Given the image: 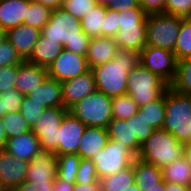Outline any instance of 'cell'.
Masks as SVG:
<instances>
[{
    "label": "cell",
    "mask_w": 191,
    "mask_h": 191,
    "mask_svg": "<svg viewBox=\"0 0 191 191\" xmlns=\"http://www.w3.org/2000/svg\"><path fill=\"white\" fill-rule=\"evenodd\" d=\"M138 63H140L139 53L119 49L114 59L91 69L96 90L111 98L126 94L127 76Z\"/></svg>",
    "instance_id": "6da1fadb"
},
{
    "label": "cell",
    "mask_w": 191,
    "mask_h": 191,
    "mask_svg": "<svg viewBox=\"0 0 191 191\" xmlns=\"http://www.w3.org/2000/svg\"><path fill=\"white\" fill-rule=\"evenodd\" d=\"M41 35L55 40L69 51L87 55L91 38L82 31L80 20L62 8L52 10L48 23L41 29Z\"/></svg>",
    "instance_id": "7a4b0ae2"
},
{
    "label": "cell",
    "mask_w": 191,
    "mask_h": 191,
    "mask_svg": "<svg viewBox=\"0 0 191 191\" xmlns=\"http://www.w3.org/2000/svg\"><path fill=\"white\" fill-rule=\"evenodd\" d=\"M185 154V144L164 129H155L140 148L137 158L159 168L167 166Z\"/></svg>",
    "instance_id": "3957f363"
},
{
    "label": "cell",
    "mask_w": 191,
    "mask_h": 191,
    "mask_svg": "<svg viewBox=\"0 0 191 191\" xmlns=\"http://www.w3.org/2000/svg\"><path fill=\"white\" fill-rule=\"evenodd\" d=\"M163 129L184 144L191 140V96L179 93L170 86L165 92Z\"/></svg>",
    "instance_id": "277c9868"
},
{
    "label": "cell",
    "mask_w": 191,
    "mask_h": 191,
    "mask_svg": "<svg viewBox=\"0 0 191 191\" xmlns=\"http://www.w3.org/2000/svg\"><path fill=\"white\" fill-rule=\"evenodd\" d=\"M168 88L164 80L140 63L127 76V93L138 107L159 99Z\"/></svg>",
    "instance_id": "5b68a950"
},
{
    "label": "cell",
    "mask_w": 191,
    "mask_h": 191,
    "mask_svg": "<svg viewBox=\"0 0 191 191\" xmlns=\"http://www.w3.org/2000/svg\"><path fill=\"white\" fill-rule=\"evenodd\" d=\"M112 98L98 90L71 106L68 111L85 126L105 127L112 120Z\"/></svg>",
    "instance_id": "8992f818"
},
{
    "label": "cell",
    "mask_w": 191,
    "mask_h": 191,
    "mask_svg": "<svg viewBox=\"0 0 191 191\" xmlns=\"http://www.w3.org/2000/svg\"><path fill=\"white\" fill-rule=\"evenodd\" d=\"M182 20L167 13L147 14L146 46L173 52Z\"/></svg>",
    "instance_id": "52a82bcc"
},
{
    "label": "cell",
    "mask_w": 191,
    "mask_h": 191,
    "mask_svg": "<svg viewBox=\"0 0 191 191\" xmlns=\"http://www.w3.org/2000/svg\"><path fill=\"white\" fill-rule=\"evenodd\" d=\"M137 156L122 142L108 140L92 157L98 178H105L133 164Z\"/></svg>",
    "instance_id": "ba28073f"
},
{
    "label": "cell",
    "mask_w": 191,
    "mask_h": 191,
    "mask_svg": "<svg viewBox=\"0 0 191 191\" xmlns=\"http://www.w3.org/2000/svg\"><path fill=\"white\" fill-rule=\"evenodd\" d=\"M68 109L63 106L46 108L31 128L40 141L41 148L53 151L58 155V135L64 116Z\"/></svg>",
    "instance_id": "9c48e42d"
},
{
    "label": "cell",
    "mask_w": 191,
    "mask_h": 191,
    "mask_svg": "<svg viewBox=\"0 0 191 191\" xmlns=\"http://www.w3.org/2000/svg\"><path fill=\"white\" fill-rule=\"evenodd\" d=\"M139 61L141 65L159 76L169 86L173 83L176 76L177 60L172 51L145 46L139 53Z\"/></svg>",
    "instance_id": "30bf717a"
},
{
    "label": "cell",
    "mask_w": 191,
    "mask_h": 191,
    "mask_svg": "<svg viewBox=\"0 0 191 191\" xmlns=\"http://www.w3.org/2000/svg\"><path fill=\"white\" fill-rule=\"evenodd\" d=\"M89 70L86 56L63 48L60 55L47 68V73L49 77L62 83Z\"/></svg>",
    "instance_id": "8fae6325"
},
{
    "label": "cell",
    "mask_w": 191,
    "mask_h": 191,
    "mask_svg": "<svg viewBox=\"0 0 191 191\" xmlns=\"http://www.w3.org/2000/svg\"><path fill=\"white\" fill-rule=\"evenodd\" d=\"M28 166L29 162L17 159L5 149H0V191H13L24 182Z\"/></svg>",
    "instance_id": "7c38bea8"
},
{
    "label": "cell",
    "mask_w": 191,
    "mask_h": 191,
    "mask_svg": "<svg viewBox=\"0 0 191 191\" xmlns=\"http://www.w3.org/2000/svg\"><path fill=\"white\" fill-rule=\"evenodd\" d=\"M57 155L50 150L40 148L29 162L26 180L32 182H54L57 177Z\"/></svg>",
    "instance_id": "4fadbf2b"
},
{
    "label": "cell",
    "mask_w": 191,
    "mask_h": 191,
    "mask_svg": "<svg viewBox=\"0 0 191 191\" xmlns=\"http://www.w3.org/2000/svg\"><path fill=\"white\" fill-rule=\"evenodd\" d=\"M96 90L92 70L61 83L63 107L69 109Z\"/></svg>",
    "instance_id": "5bb4252c"
},
{
    "label": "cell",
    "mask_w": 191,
    "mask_h": 191,
    "mask_svg": "<svg viewBox=\"0 0 191 191\" xmlns=\"http://www.w3.org/2000/svg\"><path fill=\"white\" fill-rule=\"evenodd\" d=\"M85 124L68 112L59 127L58 155L77 153Z\"/></svg>",
    "instance_id": "9a60e30c"
},
{
    "label": "cell",
    "mask_w": 191,
    "mask_h": 191,
    "mask_svg": "<svg viewBox=\"0 0 191 191\" xmlns=\"http://www.w3.org/2000/svg\"><path fill=\"white\" fill-rule=\"evenodd\" d=\"M40 35L41 30L24 23L7 30V40L25 61L30 57Z\"/></svg>",
    "instance_id": "2e32d148"
},
{
    "label": "cell",
    "mask_w": 191,
    "mask_h": 191,
    "mask_svg": "<svg viewBox=\"0 0 191 191\" xmlns=\"http://www.w3.org/2000/svg\"><path fill=\"white\" fill-rule=\"evenodd\" d=\"M118 50V44L112 37L91 38L86 55L89 68L92 69L114 59Z\"/></svg>",
    "instance_id": "e0dca14e"
},
{
    "label": "cell",
    "mask_w": 191,
    "mask_h": 191,
    "mask_svg": "<svg viewBox=\"0 0 191 191\" xmlns=\"http://www.w3.org/2000/svg\"><path fill=\"white\" fill-rule=\"evenodd\" d=\"M40 148L39 139L32 131H29L16 137L8 138L4 149L13 157L30 162Z\"/></svg>",
    "instance_id": "ac0fdd59"
},
{
    "label": "cell",
    "mask_w": 191,
    "mask_h": 191,
    "mask_svg": "<svg viewBox=\"0 0 191 191\" xmlns=\"http://www.w3.org/2000/svg\"><path fill=\"white\" fill-rule=\"evenodd\" d=\"M47 76V68L24 61L18 64L15 88L27 96L35 87L42 84Z\"/></svg>",
    "instance_id": "d6986e66"
},
{
    "label": "cell",
    "mask_w": 191,
    "mask_h": 191,
    "mask_svg": "<svg viewBox=\"0 0 191 191\" xmlns=\"http://www.w3.org/2000/svg\"><path fill=\"white\" fill-rule=\"evenodd\" d=\"M108 140L109 135L107 128L86 126L79 142L77 154L82 159H91L97 151L105 147Z\"/></svg>",
    "instance_id": "ffe728a7"
},
{
    "label": "cell",
    "mask_w": 191,
    "mask_h": 191,
    "mask_svg": "<svg viewBox=\"0 0 191 191\" xmlns=\"http://www.w3.org/2000/svg\"><path fill=\"white\" fill-rule=\"evenodd\" d=\"M110 140L122 142L127 146L136 156L138 155L141 143L132 128V117L127 120L112 118L107 126Z\"/></svg>",
    "instance_id": "44dd1931"
},
{
    "label": "cell",
    "mask_w": 191,
    "mask_h": 191,
    "mask_svg": "<svg viewBox=\"0 0 191 191\" xmlns=\"http://www.w3.org/2000/svg\"><path fill=\"white\" fill-rule=\"evenodd\" d=\"M30 0H0V27L8 30L24 22Z\"/></svg>",
    "instance_id": "7402d4cb"
},
{
    "label": "cell",
    "mask_w": 191,
    "mask_h": 191,
    "mask_svg": "<svg viewBox=\"0 0 191 191\" xmlns=\"http://www.w3.org/2000/svg\"><path fill=\"white\" fill-rule=\"evenodd\" d=\"M27 96L46 108L63 106L61 83L49 76Z\"/></svg>",
    "instance_id": "603a6c76"
},
{
    "label": "cell",
    "mask_w": 191,
    "mask_h": 191,
    "mask_svg": "<svg viewBox=\"0 0 191 191\" xmlns=\"http://www.w3.org/2000/svg\"><path fill=\"white\" fill-rule=\"evenodd\" d=\"M63 48L55 40L47 39L45 36L40 35L30 57L26 61L40 67L48 68L60 55Z\"/></svg>",
    "instance_id": "cb8c5ba5"
},
{
    "label": "cell",
    "mask_w": 191,
    "mask_h": 191,
    "mask_svg": "<svg viewBox=\"0 0 191 191\" xmlns=\"http://www.w3.org/2000/svg\"><path fill=\"white\" fill-rule=\"evenodd\" d=\"M146 27H120L117 35L114 37L119 49L140 53L146 46Z\"/></svg>",
    "instance_id": "d4e9b609"
},
{
    "label": "cell",
    "mask_w": 191,
    "mask_h": 191,
    "mask_svg": "<svg viewBox=\"0 0 191 191\" xmlns=\"http://www.w3.org/2000/svg\"><path fill=\"white\" fill-rule=\"evenodd\" d=\"M133 169L135 183L140 191L142 188L160 187V182L163 180L161 168L136 158Z\"/></svg>",
    "instance_id": "484cf974"
},
{
    "label": "cell",
    "mask_w": 191,
    "mask_h": 191,
    "mask_svg": "<svg viewBox=\"0 0 191 191\" xmlns=\"http://www.w3.org/2000/svg\"><path fill=\"white\" fill-rule=\"evenodd\" d=\"M161 170L165 182L191 187V164L185 155L164 166Z\"/></svg>",
    "instance_id": "4316f807"
},
{
    "label": "cell",
    "mask_w": 191,
    "mask_h": 191,
    "mask_svg": "<svg viewBox=\"0 0 191 191\" xmlns=\"http://www.w3.org/2000/svg\"><path fill=\"white\" fill-rule=\"evenodd\" d=\"M101 191H122L135 183L133 164L105 178H99Z\"/></svg>",
    "instance_id": "83f0119b"
},
{
    "label": "cell",
    "mask_w": 191,
    "mask_h": 191,
    "mask_svg": "<svg viewBox=\"0 0 191 191\" xmlns=\"http://www.w3.org/2000/svg\"><path fill=\"white\" fill-rule=\"evenodd\" d=\"M137 114L142 115L154 129H163L165 119V93L159 99L150 101L146 105L139 107Z\"/></svg>",
    "instance_id": "f1b7e54d"
},
{
    "label": "cell",
    "mask_w": 191,
    "mask_h": 191,
    "mask_svg": "<svg viewBox=\"0 0 191 191\" xmlns=\"http://www.w3.org/2000/svg\"><path fill=\"white\" fill-rule=\"evenodd\" d=\"M81 159L77 153L57 155V178L75 184Z\"/></svg>",
    "instance_id": "f546056e"
},
{
    "label": "cell",
    "mask_w": 191,
    "mask_h": 191,
    "mask_svg": "<svg viewBox=\"0 0 191 191\" xmlns=\"http://www.w3.org/2000/svg\"><path fill=\"white\" fill-rule=\"evenodd\" d=\"M105 16L106 7L97 5L80 20L82 31L90 38L101 37Z\"/></svg>",
    "instance_id": "4dcf8cb0"
},
{
    "label": "cell",
    "mask_w": 191,
    "mask_h": 191,
    "mask_svg": "<svg viewBox=\"0 0 191 191\" xmlns=\"http://www.w3.org/2000/svg\"><path fill=\"white\" fill-rule=\"evenodd\" d=\"M177 61L191 58V18H183L174 51Z\"/></svg>",
    "instance_id": "1f68e13d"
},
{
    "label": "cell",
    "mask_w": 191,
    "mask_h": 191,
    "mask_svg": "<svg viewBox=\"0 0 191 191\" xmlns=\"http://www.w3.org/2000/svg\"><path fill=\"white\" fill-rule=\"evenodd\" d=\"M170 87L191 96V58L177 61L176 76Z\"/></svg>",
    "instance_id": "d6a6232c"
},
{
    "label": "cell",
    "mask_w": 191,
    "mask_h": 191,
    "mask_svg": "<svg viewBox=\"0 0 191 191\" xmlns=\"http://www.w3.org/2000/svg\"><path fill=\"white\" fill-rule=\"evenodd\" d=\"M112 118L127 120L137 114L138 105L128 93L112 97Z\"/></svg>",
    "instance_id": "836d02e7"
},
{
    "label": "cell",
    "mask_w": 191,
    "mask_h": 191,
    "mask_svg": "<svg viewBox=\"0 0 191 191\" xmlns=\"http://www.w3.org/2000/svg\"><path fill=\"white\" fill-rule=\"evenodd\" d=\"M8 138L31 131V127L19 111L5 113L1 117Z\"/></svg>",
    "instance_id": "e575fe53"
},
{
    "label": "cell",
    "mask_w": 191,
    "mask_h": 191,
    "mask_svg": "<svg viewBox=\"0 0 191 191\" xmlns=\"http://www.w3.org/2000/svg\"><path fill=\"white\" fill-rule=\"evenodd\" d=\"M52 10L40 3L30 0L24 24L41 30L49 21Z\"/></svg>",
    "instance_id": "d590c367"
},
{
    "label": "cell",
    "mask_w": 191,
    "mask_h": 191,
    "mask_svg": "<svg viewBox=\"0 0 191 191\" xmlns=\"http://www.w3.org/2000/svg\"><path fill=\"white\" fill-rule=\"evenodd\" d=\"M120 27L147 26V14L142 8L119 11Z\"/></svg>",
    "instance_id": "8d00e7d4"
},
{
    "label": "cell",
    "mask_w": 191,
    "mask_h": 191,
    "mask_svg": "<svg viewBox=\"0 0 191 191\" xmlns=\"http://www.w3.org/2000/svg\"><path fill=\"white\" fill-rule=\"evenodd\" d=\"M45 109L46 107H44L42 104L32 100L29 96H24L19 112L32 128Z\"/></svg>",
    "instance_id": "74e56055"
},
{
    "label": "cell",
    "mask_w": 191,
    "mask_h": 191,
    "mask_svg": "<svg viewBox=\"0 0 191 191\" xmlns=\"http://www.w3.org/2000/svg\"><path fill=\"white\" fill-rule=\"evenodd\" d=\"M97 6L94 0H64L62 9L81 20Z\"/></svg>",
    "instance_id": "f35d334b"
},
{
    "label": "cell",
    "mask_w": 191,
    "mask_h": 191,
    "mask_svg": "<svg viewBox=\"0 0 191 191\" xmlns=\"http://www.w3.org/2000/svg\"><path fill=\"white\" fill-rule=\"evenodd\" d=\"M76 183L81 184H100L95 165L91 159H81Z\"/></svg>",
    "instance_id": "ab89813d"
},
{
    "label": "cell",
    "mask_w": 191,
    "mask_h": 191,
    "mask_svg": "<svg viewBox=\"0 0 191 191\" xmlns=\"http://www.w3.org/2000/svg\"><path fill=\"white\" fill-rule=\"evenodd\" d=\"M24 61L8 40L0 44V67L18 65Z\"/></svg>",
    "instance_id": "60d3db41"
},
{
    "label": "cell",
    "mask_w": 191,
    "mask_h": 191,
    "mask_svg": "<svg viewBox=\"0 0 191 191\" xmlns=\"http://www.w3.org/2000/svg\"><path fill=\"white\" fill-rule=\"evenodd\" d=\"M165 13L191 18V0H165Z\"/></svg>",
    "instance_id": "b9f144b4"
},
{
    "label": "cell",
    "mask_w": 191,
    "mask_h": 191,
    "mask_svg": "<svg viewBox=\"0 0 191 191\" xmlns=\"http://www.w3.org/2000/svg\"><path fill=\"white\" fill-rule=\"evenodd\" d=\"M103 21L104 23L103 28L101 29V37L104 36L114 38L120 29L119 12L106 7V16Z\"/></svg>",
    "instance_id": "7bdbcfd3"
},
{
    "label": "cell",
    "mask_w": 191,
    "mask_h": 191,
    "mask_svg": "<svg viewBox=\"0 0 191 191\" xmlns=\"http://www.w3.org/2000/svg\"><path fill=\"white\" fill-rule=\"evenodd\" d=\"M0 97L3 99L5 112L8 113L20 110L24 95L21 94L16 88H13L1 93Z\"/></svg>",
    "instance_id": "ee69618b"
},
{
    "label": "cell",
    "mask_w": 191,
    "mask_h": 191,
    "mask_svg": "<svg viewBox=\"0 0 191 191\" xmlns=\"http://www.w3.org/2000/svg\"><path fill=\"white\" fill-rule=\"evenodd\" d=\"M18 65L0 67V94L15 88Z\"/></svg>",
    "instance_id": "f6af8a7d"
},
{
    "label": "cell",
    "mask_w": 191,
    "mask_h": 191,
    "mask_svg": "<svg viewBox=\"0 0 191 191\" xmlns=\"http://www.w3.org/2000/svg\"><path fill=\"white\" fill-rule=\"evenodd\" d=\"M133 133L136 134L138 141L142 144L148 139L155 130L142 115L135 114L132 116Z\"/></svg>",
    "instance_id": "bcb514c9"
},
{
    "label": "cell",
    "mask_w": 191,
    "mask_h": 191,
    "mask_svg": "<svg viewBox=\"0 0 191 191\" xmlns=\"http://www.w3.org/2000/svg\"><path fill=\"white\" fill-rule=\"evenodd\" d=\"M146 14L165 13V0H139Z\"/></svg>",
    "instance_id": "7dc6e473"
},
{
    "label": "cell",
    "mask_w": 191,
    "mask_h": 191,
    "mask_svg": "<svg viewBox=\"0 0 191 191\" xmlns=\"http://www.w3.org/2000/svg\"><path fill=\"white\" fill-rule=\"evenodd\" d=\"M107 8L119 12L141 7L139 4V0H111Z\"/></svg>",
    "instance_id": "c3c4849f"
},
{
    "label": "cell",
    "mask_w": 191,
    "mask_h": 191,
    "mask_svg": "<svg viewBox=\"0 0 191 191\" xmlns=\"http://www.w3.org/2000/svg\"><path fill=\"white\" fill-rule=\"evenodd\" d=\"M74 185L56 177L52 191H74Z\"/></svg>",
    "instance_id": "681fc988"
},
{
    "label": "cell",
    "mask_w": 191,
    "mask_h": 191,
    "mask_svg": "<svg viewBox=\"0 0 191 191\" xmlns=\"http://www.w3.org/2000/svg\"><path fill=\"white\" fill-rule=\"evenodd\" d=\"M37 3H40L48 8H50L51 10H55L58 8H62L64 0H33Z\"/></svg>",
    "instance_id": "f907efd6"
},
{
    "label": "cell",
    "mask_w": 191,
    "mask_h": 191,
    "mask_svg": "<svg viewBox=\"0 0 191 191\" xmlns=\"http://www.w3.org/2000/svg\"><path fill=\"white\" fill-rule=\"evenodd\" d=\"M74 191H101L100 184H81L75 183Z\"/></svg>",
    "instance_id": "816d5d0a"
},
{
    "label": "cell",
    "mask_w": 191,
    "mask_h": 191,
    "mask_svg": "<svg viewBox=\"0 0 191 191\" xmlns=\"http://www.w3.org/2000/svg\"><path fill=\"white\" fill-rule=\"evenodd\" d=\"M54 182H32V191H52Z\"/></svg>",
    "instance_id": "f5cc1de1"
},
{
    "label": "cell",
    "mask_w": 191,
    "mask_h": 191,
    "mask_svg": "<svg viewBox=\"0 0 191 191\" xmlns=\"http://www.w3.org/2000/svg\"><path fill=\"white\" fill-rule=\"evenodd\" d=\"M165 191H191V187L171 182H165Z\"/></svg>",
    "instance_id": "db71d44e"
},
{
    "label": "cell",
    "mask_w": 191,
    "mask_h": 191,
    "mask_svg": "<svg viewBox=\"0 0 191 191\" xmlns=\"http://www.w3.org/2000/svg\"><path fill=\"white\" fill-rule=\"evenodd\" d=\"M8 137L3 126L2 120L0 118V149H4L7 143Z\"/></svg>",
    "instance_id": "11a10c76"
},
{
    "label": "cell",
    "mask_w": 191,
    "mask_h": 191,
    "mask_svg": "<svg viewBox=\"0 0 191 191\" xmlns=\"http://www.w3.org/2000/svg\"><path fill=\"white\" fill-rule=\"evenodd\" d=\"M32 188V181L25 180L20 185H18L13 191H32Z\"/></svg>",
    "instance_id": "9f6ffc18"
},
{
    "label": "cell",
    "mask_w": 191,
    "mask_h": 191,
    "mask_svg": "<svg viewBox=\"0 0 191 191\" xmlns=\"http://www.w3.org/2000/svg\"><path fill=\"white\" fill-rule=\"evenodd\" d=\"M142 191H165V181L160 182V187L142 188Z\"/></svg>",
    "instance_id": "6f0895ef"
},
{
    "label": "cell",
    "mask_w": 191,
    "mask_h": 191,
    "mask_svg": "<svg viewBox=\"0 0 191 191\" xmlns=\"http://www.w3.org/2000/svg\"><path fill=\"white\" fill-rule=\"evenodd\" d=\"M187 160L190 161L191 164V140L185 144V154Z\"/></svg>",
    "instance_id": "680465c9"
},
{
    "label": "cell",
    "mask_w": 191,
    "mask_h": 191,
    "mask_svg": "<svg viewBox=\"0 0 191 191\" xmlns=\"http://www.w3.org/2000/svg\"><path fill=\"white\" fill-rule=\"evenodd\" d=\"M7 40V30L0 27V44Z\"/></svg>",
    "instance_id": "91938a15"
},
{
    "label": "cell",
    "mask_w": 191,
    "mask_h": 191,
    "mask_svg": "<svg viewBox=\"0 0 191 191\" xmlns=\"http://www.w3.org/2000/svg\"><path fill=\"white\" fill-rule=\"evenodd\" d=\"M96 2L97 5H102V6H105L107 7L111 0H94Z\"/></svg>",
    "instance_id": "94428289"
},
{
    "label": "cell",
    "mask_w": 191,
    "mask_h": 191,
    "mask_svg": "<svg viewBox=\"0 0 191 191\" xmlns=\"http://www.w3.org/2000/svg\"><path fill=\"white\" fill-rule=\"evenodd\" d=\"M122 191H140L136 185V183H133L132 185H130L127 189L122 190Z\"/></svg>",
    "instance_id": "6125c7cd"
},
{
    "label": "cell",
    "mask_w": 191,
    "mask_h": 191,
    "mask_svg": "<svg viewBox=\"0 0 191 191\" xmlns=\"http://www.w3.org/2000/svg\"><path fill=\"white\" fill-rule=\"evenodd\" d=\"M5 109H4V105H3V99H1L0 97V118L5 114Z\"/></svg>",
    "instance_id": "be15d7a7"
}]
</instances>
